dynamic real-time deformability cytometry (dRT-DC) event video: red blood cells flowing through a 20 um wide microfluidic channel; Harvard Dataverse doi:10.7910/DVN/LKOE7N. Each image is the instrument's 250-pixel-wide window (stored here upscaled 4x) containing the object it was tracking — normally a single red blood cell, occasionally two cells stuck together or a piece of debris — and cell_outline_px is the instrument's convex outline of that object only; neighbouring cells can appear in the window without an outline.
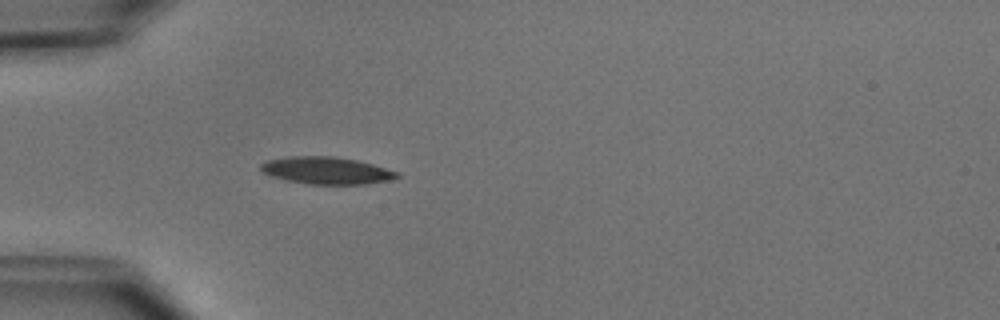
{"species": "common noctule bat (a hibernating species)", "species_latin": "Nyctalus noctula", "temperature_condition": "cold", "stored_images_in_passage": 6, "camera_frame_rate_fps": 3000, "um_per_image_px": 0.085, "animal": {"sex": "male", "body_mass_g": 15.6}, "frame": {"image": 1, "passage_image": 6, "time_ms": 6.0, "image_size_px": [1000, 320], "cell_outline_px": [[400, 176], [388, 180], [364, 184], [308, 184], [284, 180], [272, 176], [264, 172], [260, 168], [260, 164], [268, 160], [288, 156], [332, 156], [356, 160], [372, 164], [400, 172]], "centroid_in_image_um": [27.74, 14.49], "position_along_channel_um": 57.3, "area_um2": 21.5}}